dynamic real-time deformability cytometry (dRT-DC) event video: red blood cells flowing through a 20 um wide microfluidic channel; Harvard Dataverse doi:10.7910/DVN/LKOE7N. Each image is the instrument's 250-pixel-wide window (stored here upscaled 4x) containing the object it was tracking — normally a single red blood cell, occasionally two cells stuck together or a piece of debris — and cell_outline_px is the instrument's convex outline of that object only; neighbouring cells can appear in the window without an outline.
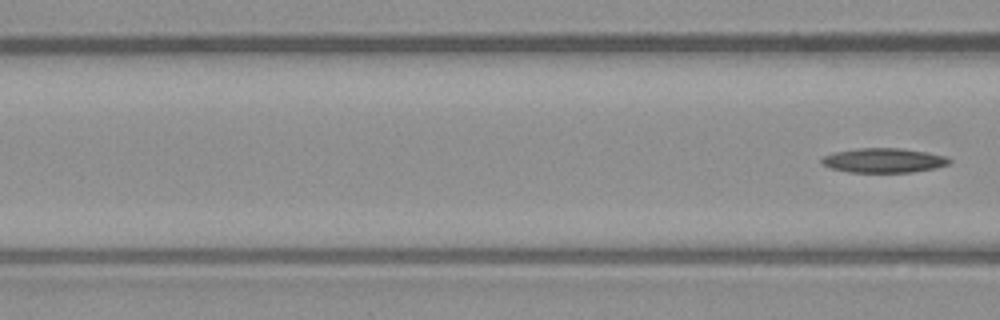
{"species": "common noctule bat (a hibernating species)", "species_latin": "Nyctalus noctula", "temperature_condition": "warm", "stored_images_in_passage": 4, "segment_of_instrument_passage": [2, 2], "camera_frame_rate_fps": 3000, "um_per_image_px": 0.085, "animal": {"sex": "male", "body_mass_g": 23.1, "forearm_length_mm": 52.7}, "frame": {"image": 1, "passage_image": 4, "time_ms": 1.0, "image_size_px": [1000, 320], "cell_outline_px": [[952, 160], [948, 164], [936, 168], [912, 172], [848, 172], [828, 168], [820, 164], [820, 160], [824, 156], [836, 152], [856, 148], [900, 148], [924, 152], [944, 156]], "centroid_in_image_um": [75.06, 13.64], "position_along_channel_um": 91.5, "area_um2": 18.21}}